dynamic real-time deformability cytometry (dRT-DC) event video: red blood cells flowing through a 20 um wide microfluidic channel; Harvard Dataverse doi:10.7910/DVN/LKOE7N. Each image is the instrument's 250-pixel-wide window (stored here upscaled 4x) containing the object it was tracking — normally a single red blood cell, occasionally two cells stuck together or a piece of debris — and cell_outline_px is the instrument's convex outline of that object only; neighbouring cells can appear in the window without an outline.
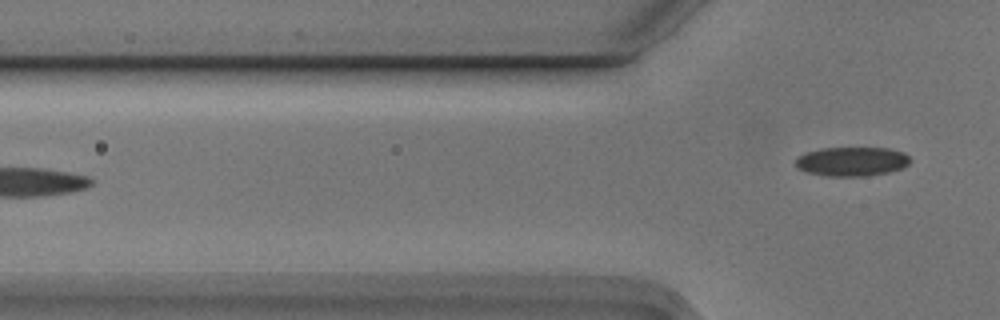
{"species": "Egyptian fruit bat (a non-hibernating species)", "species_latin": "Rousettus aegyptiacus", "temperature_condition": "cold", "stored_images_in_passage": 6, "camera_frame_rate_fps": 3000, "um_per_image_px": 0.085, "animal": {"sex": "male"}, "frame": {"image": 1, "passage_image": 6, "time_ms": 1.667, "image_size_px": [1000, 320], "cell_outline_px": [[912, 160], [904, 168], [888, 172], [868, 176], [824, 176], [808, 172], [796, 168], [796, 156], [804, 152], [820, 148], [888, 148], [904, 152]], "centroid_in_image_um": [72.4, 13.72], "position_along_channel_um": 53.4, "area_um2": 19.77}}